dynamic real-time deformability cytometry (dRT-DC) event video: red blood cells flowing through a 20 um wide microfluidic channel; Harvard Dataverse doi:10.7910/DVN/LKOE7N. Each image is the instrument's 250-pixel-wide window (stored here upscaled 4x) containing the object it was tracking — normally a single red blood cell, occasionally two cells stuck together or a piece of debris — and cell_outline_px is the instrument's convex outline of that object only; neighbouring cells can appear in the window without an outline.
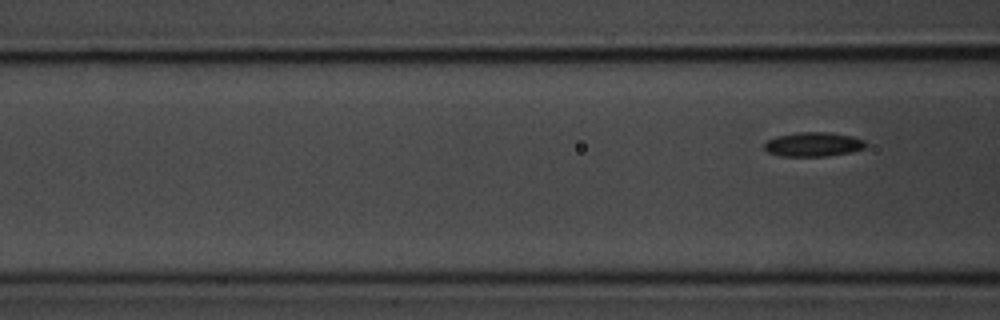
{"species": "common noctule bat (a hibernating species)", "species_latin": "Nyctalus noctula", "temperature_condition": "room temperature", "stored_images_in_passage": 8, "segment_of_instrument_passage": [2, 2], "camera_frame_rate_fps": 3000, "um_per_image_px": 0.085, "animal": {"sex": "male", "body_mass_g": 20.1, "forearm_length_mm": 53.5}, "frame": {"image": 1, "passage_image": 8, "time_ms": 8.0, "image_size_px": [1000, 320], "cell_outline_px": [[868, 144], [864, 148], [852, 152], [828, 156], [780, 156], [768, 152], [764, 148], [764, 144], [768, 140], [776, 136], [800, 132], [828, 132], [852, 136], [864, 140]], "centroid_in_image_um": [69.15, 12.27], "position_along_channel_um": 97.4, "area_um2": 14.39}}